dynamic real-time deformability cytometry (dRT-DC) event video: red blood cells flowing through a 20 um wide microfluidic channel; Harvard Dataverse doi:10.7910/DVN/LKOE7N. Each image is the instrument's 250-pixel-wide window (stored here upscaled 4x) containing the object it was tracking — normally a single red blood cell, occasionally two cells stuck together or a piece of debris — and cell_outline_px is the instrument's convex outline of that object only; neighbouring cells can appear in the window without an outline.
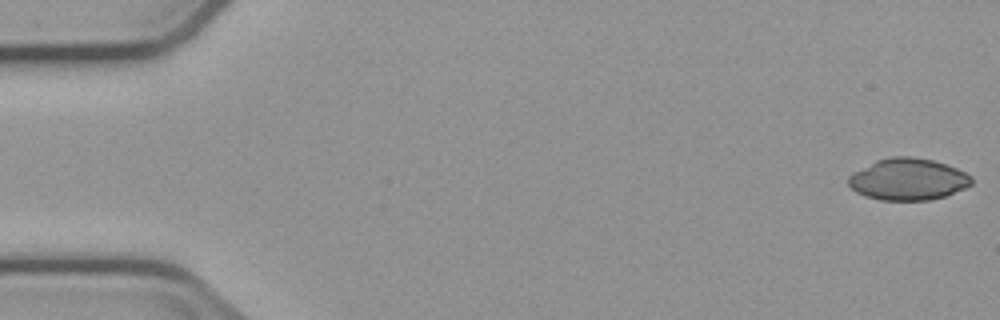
{"species": "common noctule bat (a hibernating species)", "species_latin": "Nyctalus noctula", "temperature_condition": "cold", "stored_images_in_passage": 6, "camera_frame_rate_fps": 3000, "um_per_image_px": 0.085, "animal": {"sex": "male", "body_mass_g": 23.1, "forearm_length_mm": 52.7}, "frame": {"image": 1, "passage_image": 1, "time_ms": 0.0, "image_size_px": [1000, 320], "cell_outline_px": [[972, 184], [964, 188], [944, 196], [932, 200], [880, 200], [864, 196], [856, 192], [848, 184], [848, 176], [852, 172], [876, 160], [892, 156], [912, 156], [932, 160], [956, 168], [972, 176]], "centroid_in_image_um": [77.15, 15.24], "position_along_channel_um": 7.9, "area_um2": 30.0}}